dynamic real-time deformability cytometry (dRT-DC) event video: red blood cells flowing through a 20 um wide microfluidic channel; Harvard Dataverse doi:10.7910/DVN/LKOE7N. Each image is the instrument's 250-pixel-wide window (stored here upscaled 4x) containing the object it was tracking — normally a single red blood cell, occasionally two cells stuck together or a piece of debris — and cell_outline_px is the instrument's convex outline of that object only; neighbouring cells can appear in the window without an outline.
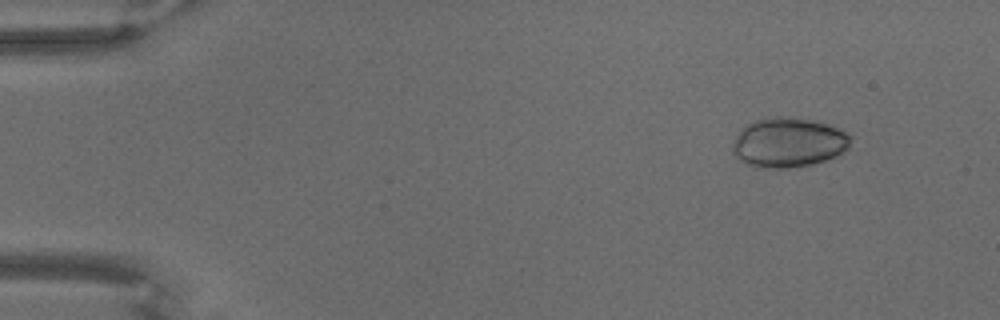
{"species": "common noctule bat (a hibernating species)", "species_latin": "Nyctalus noctula", "temperature_condition": "warm", "stored_images_in_passage": 44, "camera_frame_rate_fps": 3000, "um_per_image_px": 0.085, "animal": {"sex": "male", "body_mass_g": 18.8}, "frame": {"image": 1, "passage_image": 8, "time_ms": 2.333, "image_size_px": [1000, 320], "cell_outline_px": [[852, 136], [848, 148], [836, 156], [812, 164], [788, 168], [760, 168], [744, 164], [736, 160], [732, 152], [732, 144], [736, 136], [748, 124], [756, 120], [776, 116], [788, 116], [820, 120]], "centroid_in_image_um": [66.99, 12.11], "position_along_channel_um": 18.0, "area_um2": 34.51}}
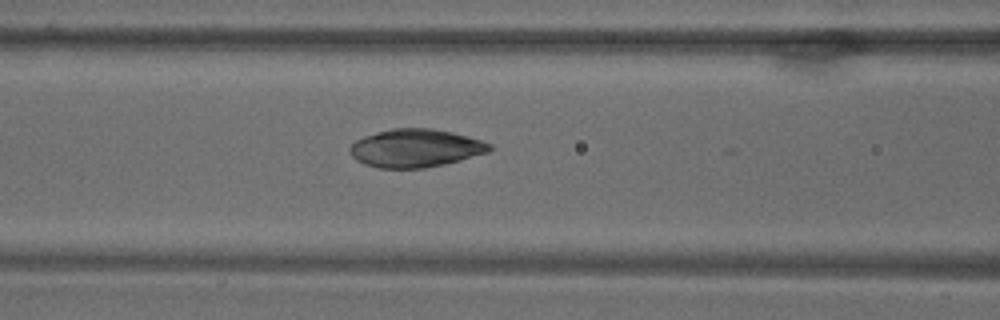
{"frame": {"image": 2, "passage_image": 31, "time_ms": 10.0, "image_size_px": [1000, 320], "cell_outline_px": [[492, 148], [488, 152], [460, 160], [444, 164], [424, 168], [380, 168], [364, 164], [356, 160], [348, 152], [348, 148], [356, 140], [364, 136], [392, 128], [432, 128], [452, 132], [468, 136], [492, 144]], "centroid_in_image_um": [35.3, 12.59], "position_along_channel_um": 131.3, "area_um2": 31.04}}
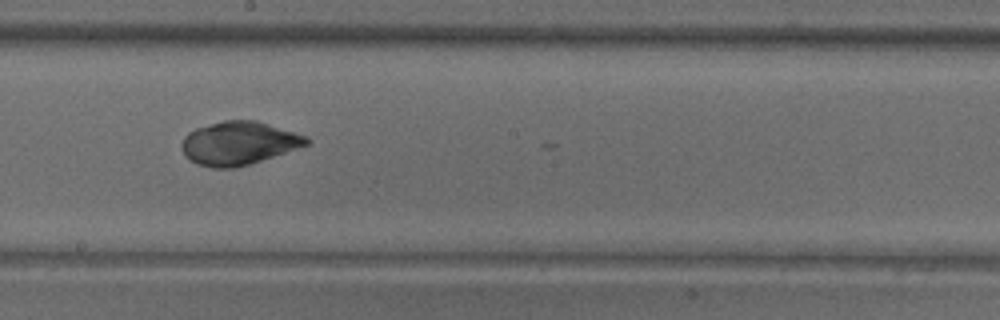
{"frame": {"image": 3, "passage_image": 41, "time_ms": 13.333, "image_size_px": [1000, 320], "cell_outline_px": [[312, 140], [308, 144], [236, 168], [212, 168], [196, 164], [188, 160], [184, 156], [180, 148], [180, 144], [184, 136], [188, 132], [196, 128], [224, 120], [256, 120], [296, 132], [308, 136]], "centroid_in_image_um": [20.24, 12.17], "position_along_channel_um": 228.0, "area_um2": 31.62}}